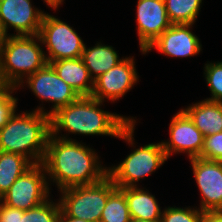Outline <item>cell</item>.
<instances>
[{
    "mask_svg": "<svg viewBox=\"0 0 222 222\" xmlns=\"http://www.w3.org/2000/svg\"><path fill=\"white\" fill-rule=\"evenodd\" d=\"M88 146L82 141L60 139L50 133L41 163L48 184L51 183L50 189L52 183L60 191L72 186L94 184L107 176V166L101 164L96 150Z\"/></svg>",
    "mask_w": 222,
    "mask_h": 222,
    "instance_id": "cell-1",
    "label": "cell"
},
{
    "mask_svg": "<svg viewBox=\"0 0 222 222\" xmlns=\"http://www.w3.org/2000/svg\"><path fill=\"white\" fill-rule=\"evenodd\" d=\"M103 105L104 102L91 96H80L50 116L51 134L65 140H74L69 134L119 138L131 122H136V117L104 111ZM62 130L68 134H62Z\"/></svg>",
    "mask_w": 222,
    "mask_h": 222,
    "instance_id": "cell-2",
    "label": "cell"
},
{
    "mask_svg": "<svg viewBox=\"0 0 222 222\" xmlns=\"http://www.w3.org/2000/svg\"><path fill=\"white\" fill-rule=\"evenodd\" d=\"M43 104L32 111L16 112L0 128V151L18 153L40 164L51 133L50 116Z\"/></svg>",
    "mask_w": 222,
    "mask_h": 222,
    "instance_id": "cell-3",
    "label": "cell"
},
{
    "mask_svg": "<svg viewBox=\"0 0 222 222\" xmlns=\"http://www.w3.org/2000/svg\"><path fill=\"white\" fill-rule=\"evenodd\" d=\"M39 35H10L0 46V84L18 87L46 64Z\"/></svg>",
    "mask_w": 222,
    "mask_h": 222,
    "instance_id": "cell-4",
    "label": "cell"
},
{
    "mask_svg": "<svg viewBox=\"0 0 222 222\" xmlns=\"http://www.w3.org/2000/svg\"><path fill=\"white\" fill-rule=\"evenodd\" d=\"M137 122H131L119 135L133 150L118 165L107 167V175L117 188L138 187L145 177L152 175L168 160L161 141L136 148L134 130ZM135 149H134V148Z\"/></svg>",
    "mask_w": 222,
    "mask_h": 222,
    "instance_id": "cell-5",
    "label": "cell"
},
{
    "mask_svg": "<svg viewBox=\"0 0 222 222\" xmlns=\"http://www.w3.org/2000/svg\"><path fill=\"white\" fill-rule=\"evenodd\" d=\"M116 185L107 175L101 181L90 185L72 186L60 190L59 203L61 210L74 218L88 222H100L102 211L108 196Z\"/></svg>",
    "mask_w": 222,
    "mask_h": 222,
    "instance_id": "cell-6",
    "label": "cell"
},
{
    "mask_svg": "<svg viewBox=\"0 0 222 222\" xmlns=\"http://www.w3.org/2000/svg\"><path fill=\"white\" fill-rule=\"evenodd\" d=\"M57 16L44 13L39 36L41 38L47 64L62 59L81 58L84 41L76 30ZM47 53V54H46Z\"/></svg>",
    "mask_w": 222,
    "mask_h": 222,
    "instance_id": "cell-7",
    "label": "cell"
},
{
    "mask_svg": "<svg viewBox=\"0 0 222 222\" xmlns=\"http://www.w3.org/2000/svg\"><path fill=\"white\" fill-rule=\"evenodd\" d=\"M50 190L44 166L34 164L17 178L0 201L11 208L28 210L48 200Z\"/></svg>",
    "mask_w": 222,
    "mask_h": 222,
    "instance_id": "cell-8",
    "label": "cell"
},
{
    "mask_svg": "<svg viewBox=\"0 0 222 222\" xmlns=\"http://www.w3.org/2000/svg\"><path fill=\"white\" fill-rule=\"evenodd\" d=\"M24 86L28 87L40 101L52 103L51 109L47 110L49 116L80 97L71 86L58 76L50 64H46L42 69L29 75L19 84L17 89L20 90Z\"/></svg>",
    "mask_w": 222,
    "mask_h": 222,
    "instance_id": "cell-9",
    "label": "cell"
},
{
    "mask_svg": "<svg viewBox=\"0 0 222 222\" xmlns=\"http://www.w3.org/2000/svg\"><path fill=\"white\" fill-rule=\"evenodd\" d=\"M134 56L125 57L115 67L94 80L91 97L102 102L119 101L139 82Z\"/></svg>",
    "mask_w": 222,
    "mask_h": 222,
    "instance_id": "cell-10",
    "label": "cell"
},
{
    "mask_svg": "<svg viewBox=\"0 0 222 222\" xmlns=\"http://www.w3.org/2000/svg\"><path fill=\"white\" fill-rule=\"evenodd\" d=\"M168 131L169 139L161 141L168 159L180 153H186L189 159L200 158L204 136L182 109L173 115Z\"/></svg>",
    "mask_w": 222,
    "mask_h": 222,
    "instance_id": "cell-11",
    "label": "cell"
},
{
    "mask_svg": "<svg viewBox=\"0 0 222 222\" xmlns=\"http://www.w3.org/2000/svg\"><path fill=\"white\" fill-rule=\"evenodd\" d=\"M189 161L201 194L198 208L203 212L222 211V161L199 157Z\"/></svg>",
    "mask_w": 222,
    "mask_h": 222,
    "instance_id": "cell-12",
    "label": "cell"
},
{
    "mask_svg": "<svg viewBox=\"0 0 222 222\" xmlns=\"http://www.w3.org/2000/svg\"><path fill=\"white\" fill-rule=\"evenodd\" d=\"M43 16L32 0H0V20L8 36L39 35ZM9 29L16 33H8Z\"/></svg>",
    "mask_w": 222,
    "mask_h": 222,
    "instance_id": "cell-13",
    "label": "cell"
},
{
    "mask_svg": "<svg viewBox=\"0 0 222 222\" xmlns=\"http://www.w3.org/2000/svg\"><path fill=\"white\" fill-rule=\"evenodd\" d=\"M135 19L140 52L143 55L147 47L172 25L164 0H137Z\"/></svg>",
    "mask_w": 222,
    "mask_h": 222,
    "instance_id": "cell-14",
    "label": "cell"
},
{
    "mask_svg": "<svg viewBox=\"0 0 222 222\" xmlns=\"http://www.w3.org/2000/svg\"><path fill=\"white\" fill-rule=\"evenodd\" d=\"M194 24H172L151 45L145 53L154 48L160 54L174 58H188L202 51V44L197 35L192 32Z\"/></svg>",
    "mask_w": 222,
    "mask_h": 222,
    "instance_id": "cell-15",
    "label": "cell"
},
{
    "mask_svg": "<svg viewBox=\"0 0 222 222\" xmlns=\"http://www.w3.org/2000/svg\"><path fill=\"white\" fill-rule=\"evenodd\" d=\"M58 76L71 86L79 96H91L94 81L82 58L62 59L49 63Z\"/></svg>",
    "mask_w": 222,
    "mask_h": 222,
    "instance_id": "cell-16",
    "label": "cell"
},
{
    "mask_svg": "<svg viewBox=\"0 0 222 222\" xmlns=\"http://www.w3.org/2000/svg\"><path fill=\"white\" fill-rule=\"evenodd\" d=\"M181 109L204 137L222 132V103L204 99Z\"/></svg>",
    "mask_w": 222,
    "mask_h": 222,
    "instance_id": "cell-17",
    "label": "cell"
},
{
    "mask_svg": "<svg viewBox=\"0 0 222 222\" xmlns=\"http://www.w3.org/2000/svg\"><path fill=\"white\" fill-rule=\"evenodd\" d=\"M141 187L119 188L126 197L131 219L160 221L163 212L162 207L149 190Z\"/></svg>",
    "mask_w": 222,
    "mask_h": 222,
    "instance_id": "cell-18",
    "label": "cell"
},
{
    "mask_svg": "<svg viewBox=\"0 0 222 222\" xmlns=\"http://www.w3.org/2000/svg\"><path fill=\"white\" fill-rule=\"evenodd\" d=\"M81 58L94 81L101 74L115 67L124 59V56L120 58L113 46L105 45L100 41L92 47H87L85 43Z\"/></svg>",
    "mask_w": 222,
    "mask_h": 222,
    "instance_id": "cell-19",
    "label": "cell"
},
{
    "mask_svg": "<svg viewBox=\"0 0 222 222\" xmlns=\"http://www.w3.org/2000/svg\"><path fill=\"white\" fill-rule=\"evenodd\" d=\"M34 164L18 153L0 151V198Z\"/></svg>",
    "mask_w": 222,
    "mask_h": 222,
    "instance_id": "cell-20",
    "label": "cell"
},
{
    "mask_svg": "<svg viewBox=\"0 0 222 222\" xmlns=\"http://www.w3.org/2000/svg\"><path fill=\"white\" fill-rule=\"evenodd\" d=\"M172 24H194L203 0H164Z\"/></svg>",
    "mask_w": 222,
    "mask_h": 222,
    "instance_id": "cell-21",
    "label": "cell"
},
{
    "mask_svg": "<svg viewBox=\"0 0 222 222\" xmlns=\"http://www.w3.org/2000/svg\"><path fill=\"white\" fill-rule=\"evenodd\" d=\"M100 222H131L126 197L119 188L108 196Z\"/></svg>",
    "mask_w": 222,
    "mask_h": 222,
    "instance_id": "cell-22",
    "label": "cell"
},
{
    "mask_svg": "<svg viewBox=\"0 0 222 222\" xmlns=\"http://www.w3.org/2000/svg\"><path fill=\"white\" fill-rule=\"evenodd\" d=\"M54 201L50 197L37 207L25 210L22 222H59L61 206L59 200Z\"/></svg>",
    "mask_w": 222,
    "mask_h": 222,
    "instance_id": "cell-23",
    "label": "cell"
},
{
    "mask_svg": "<svg viewBox=\"0 0 222 222\" xmlns=\"http://www.w3.org/2000/svg\"><path fill=\"white\" fill-rule=\"evenodd\" d=\"M204 79L211 97L205 100L222 103V61L207 62L204 65Z\"/></svg>",
    "mask_w": 222,
    "mask_h": 222,
    "instance_id": "cell-24",
    "label": "cell"
},
{
    "mask_svg": "<svg viewBox=\"0 0 222 222\" xmlns=\"http://www.w3.org/2000/svg\"><path fill=\"white\" fill-rule=\"evenodd\" d=\"M203 211L198 207H175L164 208L160 222H201Z\"/></svg>",
    "mask_w": 222,
    "mask_h": 222,
    "instance_id": "cell-25",
    "label": "cell"
},
{
    "mask_svg": "<svg viewBox=\"0 0 222 222\" xmlns=\"http://www.w3.org/2000/svg\"><path fill=\"white\" fill-rule=\"evenodd\" d=\"M17 90V87L0 84V128L18 110V98L14 97V92Z\"/></svg>",
    "mask_w": 222,
    "mask_h": 222,
    "instance_id": "cell-26",
    "label": "cell"
},
{
    "mask_svg": "<svg viewBox=\"0 0 222 222\" xmlns=\"http://www.w3.org/2000/svg\"><path fill=\"white\" fill-rule=\"evenodd\" d=\"M200 158L222 161V132L204 137Z\"/></svg>",
    "mask_w": 222,
    "mask_h": 222,
    "instance_id": "cell-27",
    "label": "cell"
},
{
    "mask_svg": "<svg viewBox=\"0 0 222 222\" xmlns=\"http://www.w3.org/2000/svg\"><path fill=\"white\" fill-rule=\"evenodd\" d=\"M24 211L11 208L0 201V222H22Z\"/></svg>",
    "mask_w": 222,
    "mask_h": 222,
    "instance_id": "cell-28",
    "label": "cell"
},
{
    "mask_svg": "<svg viewBox=\"0 0 222 222\" xmlns=\"http://www.w3.org/2000/svg\"><path fill=\"white\" fill-rule=\"evenodd\" d=\"M201 222H222V211L204 212Z\"/></svg>",
    "mask_w": 222,
    "mask_h": 222,
    "instance_id": "cell-29",
    "label": "cell"
},
{
    "mask_svg": "<svg viewBox=\"0 0 222 222\" xmlns=\"http://www.w3.org/2000/svg\"><path fill=\"white\" fill-rule=\"evenodd\" d=\"M59 222H88V221H85L84 219H79V218H74V217H71V216H67L61 210L60 216H59Z\"/></svg>",
    "mask_w": 222,
    "mask_h": 222,
    "instance_id": "cell-30",
    "label": "cell"
},
{
    "mask_svg": "<svg viewBox=\"0 0 222 222\" xmlns=\"http://www.w3.org/2000/svg\"><path fill=\"white\" fill-rule=\"evenodd\" d=\"M43 2L52 10L56 11L60 5L63 4L64 0H43Z\"/></svg>",
    "mask_w": 222,
    "mask_h": 222,
    "instance_id": "cell-31",
    "label": "cell"
},
{
    "mask_svg": "<svg viewBox=\"0 0 222 222\" xmlns=\"http://www.w3.org/2000/svg\"><path fill=\"white\" fill-rule=\"evenodd\" d=\"M8 34L5 32L0 20V46L6 41Z\"/></svg>",
    "mask_w": 222,
    "mask_h": 222,
    "instance_id": "cell-32",
    "label": "cell"
},
{
    "mask_svg": "<svg viewBox=\"0 0 222 222\" xmlns=\"http://www.w3.org/2000/svg\"><path fill=\"white\" fill-rule=\"evenodd\" d=\"M131 222H160V221H148V220H140V219H131Z\"/></svg>",
    "mask_w": 222,
    "mask_h": 222,
    "instance_id": "cell-33",
    "label": "cell"
}]
</instances>
